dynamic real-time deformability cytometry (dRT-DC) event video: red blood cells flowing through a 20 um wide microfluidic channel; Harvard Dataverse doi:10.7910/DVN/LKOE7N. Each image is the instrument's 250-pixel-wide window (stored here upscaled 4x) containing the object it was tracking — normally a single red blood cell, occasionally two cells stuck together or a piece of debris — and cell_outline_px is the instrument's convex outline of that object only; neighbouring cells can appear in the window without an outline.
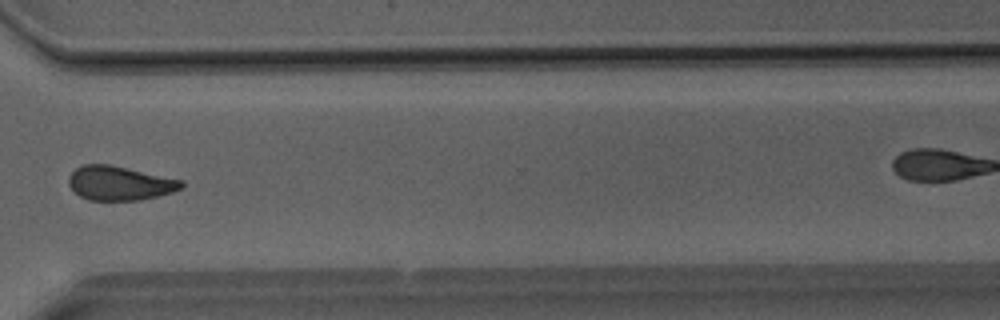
{"species": "Egyptian fruit bat (a non-hibernating species)", "species_latin": "Rousettus aegyptiacus", "temperature_condition": "room temperature", "stored_images_in_passage": 41, "camera_frame_rate_fps": 3000, "um_per_image_px": 0.085, "animal": {"sex": "male"}, "frame": {"image": 1, "passage_image": 30, "time_ms": 9.667, "image_size_px": [1000, 320], "cell_outline_px": [[184, 188], [172, 192], [140, 200], [88, 200], [72, 192], [68, 184], [68, 176], [76, 168], [84, 164], [108, 164], [184, 180]], "centroid_in_image_um": [10.15, 15.57], "position_along_channel_um": 360.4, "area_um2": 22.6}}
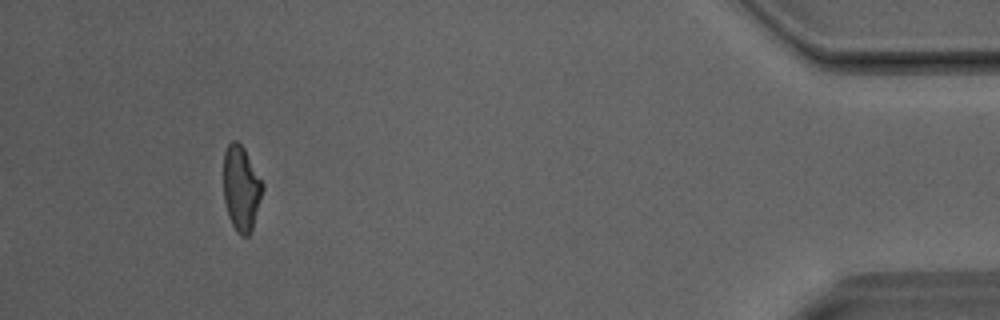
{"frame": {"image": 2, "passage_image": 41, "time_ms": 13.333, "image_size_px": [1000, 320], "cell_outline_px": [[264, 188], [252, 228], [248, 236], [240, 236], [236, 232], [228, 216], [224, 200], [224, 152], [228, 144], [232, 140], [236, 140], [244, 148], [264, 184]], "centroid_in_image_um": [20.5, 16.01], "position_along_channel_um": 414.7, "area_um2": 19.36}}